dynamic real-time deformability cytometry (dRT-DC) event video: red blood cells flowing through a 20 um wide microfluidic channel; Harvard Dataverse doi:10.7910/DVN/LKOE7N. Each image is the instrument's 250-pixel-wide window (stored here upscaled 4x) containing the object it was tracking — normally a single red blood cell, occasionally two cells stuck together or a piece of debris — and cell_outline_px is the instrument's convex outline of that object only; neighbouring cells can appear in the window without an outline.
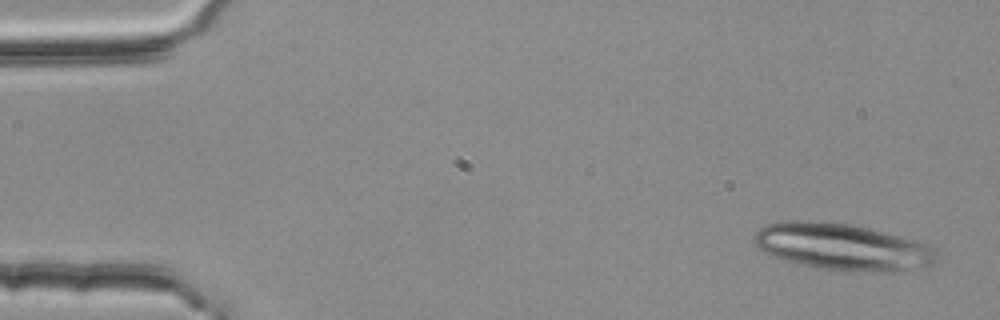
{"species": "common noctule bat (a hibernating species)", "species_latin": "Nyctalus noctula", "temperature_condition": "room temperature", "stored_images_in_passage": 4, "camera_frame_rate_fps": 3000, "um_per_image_px": 0.085, "animal": {"sex": "female", "body_mass_g": 25.1}, "frame": {"image": 1, "passage_image": 1, "time_ms": 0.0, "image_size_px": [1000, 320], "cell_outline_px": [[936, 260], [928, 264], [892, 272], [872, 272], [820, 268], [788, 260], [764, 252], [752, 240], [752, 236], [764, 224], [780, 220], [800, 220], [852, 224], [916, 240], [936, 248]], "centroid_in_image_um": [71.56, 20.95], "position_along_channel_um": 13.4, "area_um2": 49.01}}